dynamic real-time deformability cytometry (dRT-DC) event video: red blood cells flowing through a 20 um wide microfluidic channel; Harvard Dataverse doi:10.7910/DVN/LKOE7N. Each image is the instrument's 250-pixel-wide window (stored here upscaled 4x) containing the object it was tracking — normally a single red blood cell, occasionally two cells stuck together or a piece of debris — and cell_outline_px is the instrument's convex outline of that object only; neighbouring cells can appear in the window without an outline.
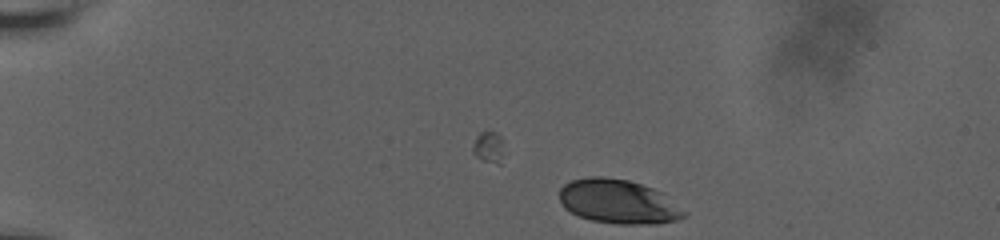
{"species": "human", "species_latin": "Homo sapiens", "temperature_condition": "room temperature", "stored_images_in_passage": 7, "camera_frame_rate_fps": 3000, "um_per_image_px": 0.085, "donor": {"sex": "male"}, "frame": {"image": 1, "passage_image": 7, "time_ms": 2.0, "image_size_px": [1000, 240], "cell_outline_px": [[688, 212], [684, 216], [676, 220], [656, 224], [616, 224], [592, 220], [580, 216], [564, 208], [560, 200], [560, 188], [564, 184], [572, 180], [588, 176], [604, 176], [628, 180], [664, 192]], "centroid_in_image_um": [52.59, 17.13], "position_along_channel_um": 32.4, "area_um2": 32.31}}